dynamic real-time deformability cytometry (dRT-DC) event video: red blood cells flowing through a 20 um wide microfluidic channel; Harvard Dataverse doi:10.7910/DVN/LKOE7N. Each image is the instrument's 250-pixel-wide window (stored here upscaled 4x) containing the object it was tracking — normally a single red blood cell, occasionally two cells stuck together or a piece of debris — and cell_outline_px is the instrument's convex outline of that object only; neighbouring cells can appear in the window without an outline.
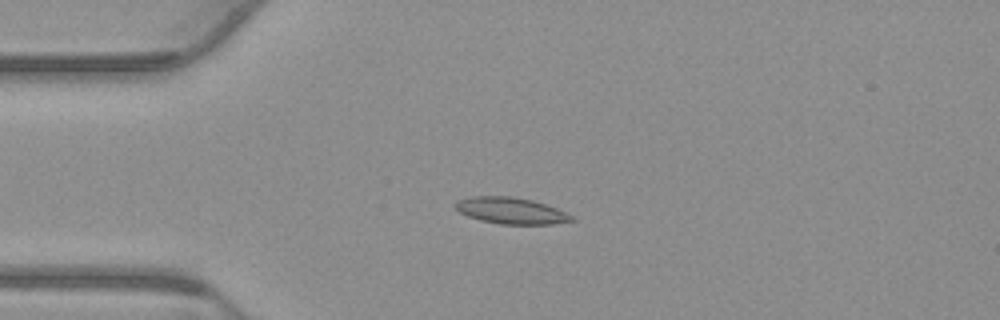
{"species": "common noctule bat (a hibernating species)", "species_latin": "Nyctalus noctula", "temperature_condition": "warm", "stored_images_in_passage": 45, "camera_frame_rate_fps": 3000, "um_per_image_px": 0.085, "animal": {"sex": "male", "body_mass_g": 23.1, "forearm_length_mm": 52.7}, "frame": {"image": 1, "passage_image": 4, "time_ms": 1.0, "image_size_px": [1000, 320], "cell_outline_px": [[576, 220], [552, 224], [500, 224], [480, 220], [468, 216], [460, 212], [452, 204], [456, 200], [472, 196], [512, 196], [532, 200], [556, 208], [572, 216]], "centroid_in_image_um": [43.39, 17.9], "position_along_channel_um": 41.6, "area_um2": 17.86}}
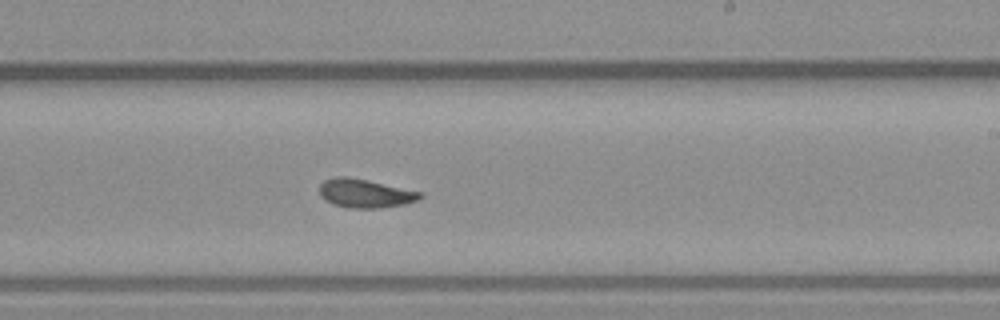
{"frame": {"image": 2, "passage_image": 23, "time_ms": 7.333, "image_size_px": [1000, 320], "cell_outline_px": [[424, 196], [420, 200], [404, 204], [380, 208], [348, 208], [324, 200], [320, 196], [320, 184], [324, 180], [336, 176], [348, 176], [368, 180], [424, 192]], "centroid_in_image_um": [31.08, 16.43], "position_along_channel_um": 257.9, "area_um2": 17.05}}
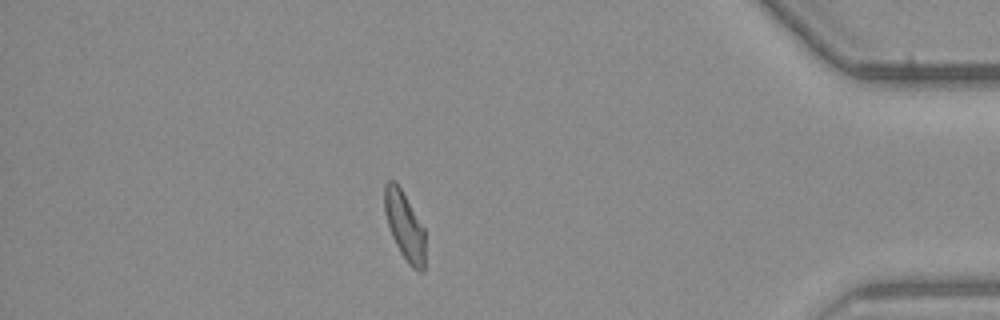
{"frame": {"image": 3, "passage_image": 38, "time_ms": 12.333, "image_size_px": [1000, 320], "cell_outline_px": [[424, 272], [420, 272], [412, 268], [408, 264], [400, 252], [392, 236], [384, 212], [384, 184], [388, 180], [396, 180], [424, 228]], "centroid_in_image_um": [34.37, 19.18], "position_along_channel_um": 400.8, "area_um2": 16.18}, "authors_computed_cell_mechanics": {"area_um2": 16.8198, "velocity_mm_per_s": 3.7594, "shape_relaxation_time_tau1_ms": 4.9458, "shape_relaxation_time_tau2_ms": 2.7813, "deformation_change_tau1": 0.1305, "deformation_change_tau2": 0.0857}}